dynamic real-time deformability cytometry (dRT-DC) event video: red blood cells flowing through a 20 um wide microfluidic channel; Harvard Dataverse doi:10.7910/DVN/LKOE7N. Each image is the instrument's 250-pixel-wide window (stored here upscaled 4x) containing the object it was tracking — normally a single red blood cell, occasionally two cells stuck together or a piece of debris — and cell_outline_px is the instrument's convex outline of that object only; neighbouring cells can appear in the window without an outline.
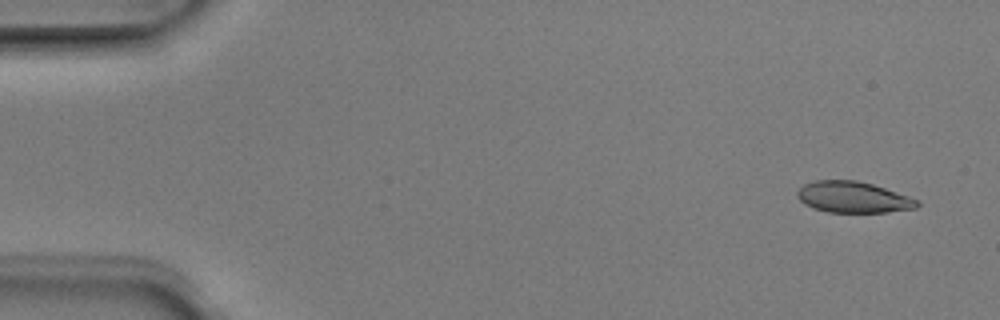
{"species": "Egyptian fruit bat (a non-hibernating species)", "species_latin": "Rousettus aegyptiacus", "temperature_condition": "room temperature", "stored_images_in_passage": 7, "camera_frame_rate_fps": 3000, "um_per_image_px": 0.085, "animal": {"sex": "male"}, "frame": {"image": 1, "passage_image": 1, "time_ms": 0.0, "image_size_px": [1000, 320], "cell_outline_px": [[920, 204], [916, 208], [888, 212], [828, 212], [812, 208], [804, 204], [796, 196], [796, 192], [804, 184], [816, 180], [856, 180], [872, 184], [920, 200]], "centroid_in_image_um": [72.5, 16.76], "position_along_channel_um": 12.5, "area_um2": 21.79}}
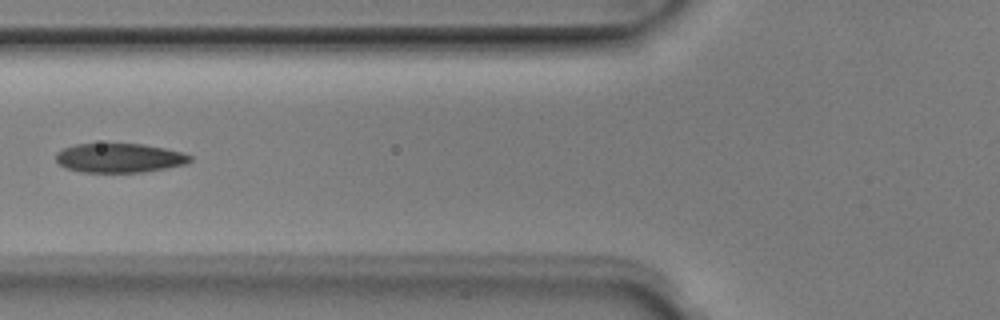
{"frame": {"image": 2, "passage_image": 6, "time_ms": 1.667, "image_size_px": [1000, 320], "cell_outline_px": [[192, 160], [184, 164], [144, 172], [80, 172], [64, 168], [56, 160], [56, 152], [64, 148], [76, 144], [144, 144], [184, 152], [192, 156]], "centroid_in_image_um": [10.14, 13.42], "position_along_channel_um": 115.7, "area_um2": 22.83}}
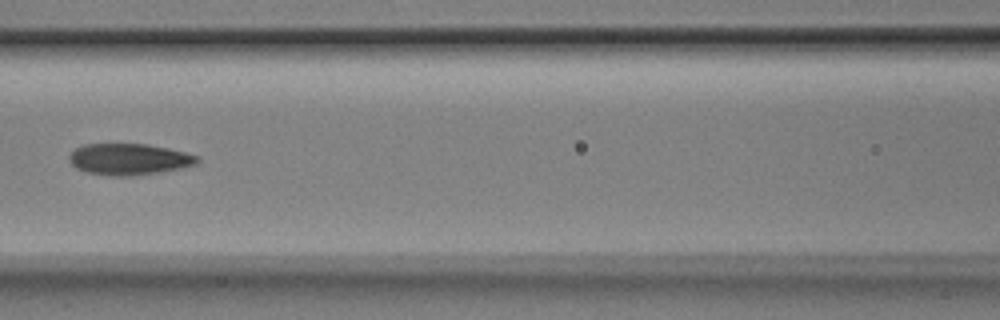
{"frame": {"image": 3, "passage_image": 7, "time_ms": 2.0, "image_size_px": [1000, 320], "cell_outline_px": [[200, 160], [196, 164], [180, 168], [132, 176], [112, 176], [88, 172], [76, 168], [68, 160], [68, 156], [76, 148], [84, 144], [148, 144], [168, 148], [200, 156]], "centroid_in_image_um": [10.96, 13.53], "position_along_channel_um": 155.6, "area_um2": 23.29}}